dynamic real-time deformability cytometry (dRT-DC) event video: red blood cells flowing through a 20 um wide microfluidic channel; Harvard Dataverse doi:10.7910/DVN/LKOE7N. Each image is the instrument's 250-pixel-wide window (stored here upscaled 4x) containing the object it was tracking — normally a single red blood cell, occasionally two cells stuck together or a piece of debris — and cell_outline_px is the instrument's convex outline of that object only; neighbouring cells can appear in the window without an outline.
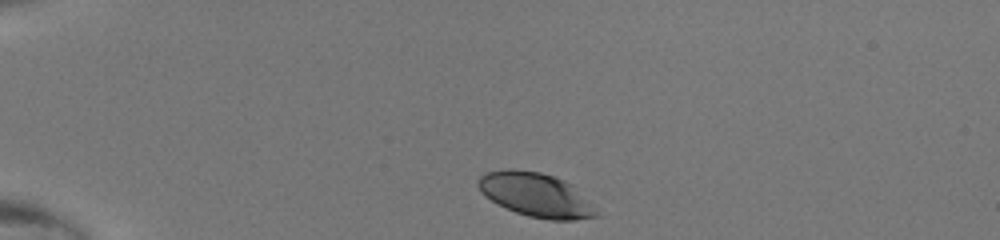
{"species": "human", "species_latin": "Homo sapiens", "temperature_condition": "room temperature", "stored_images_in_passage": 37, "camera_frame_rate_fps": 3000, "um_per_image_px": 0.085, "donor": {"sex": "male"}, "frame": {"image": 1, "passage_image": 1, "time_ms": 0.0, "image_size_px": [1000, 240], "cell_outline_px": [[600, 216], [576, 220], [548, 220], [528, 216], [516, 212], [492, 200], [480, 192], [476, 184], [476, 180], [484, 172], [512, 168], [540, 172], [564, 180], [572, 184], [588, 200]], "centroid_in_image_um": [45.53, 16.55], "position_along_channel_um": 39.5, "area_um2": 30.29}}
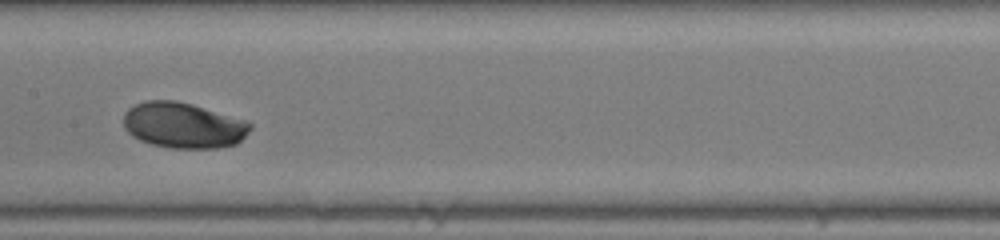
{"frame": {"image": 2, "passage_image": 16, "time_ms": 5.0, "image_size_px": [1000, 240], "cell_outline_px": [[252, 128], [236, 144], [220, 148], [168, 148], [152, 144], [140, 140], [132, 136], [124, 128], [124, 112], [128, 108], [144, 100], [176, 100], [192, 104], [244, 120], [252, 124]], "centroid_in_image_um": [15.55, 10.65], "position_along_channel_um": 191.8, "area_um2": 33.76}}
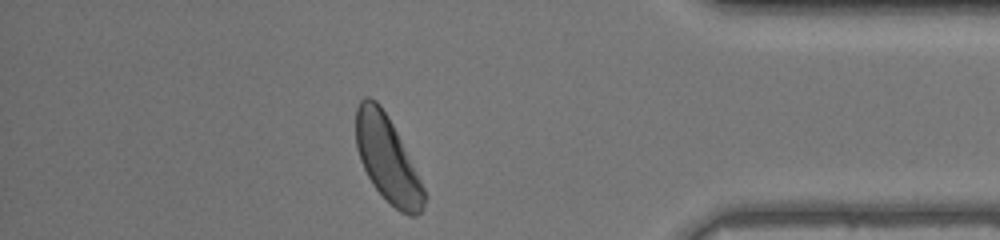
{"frame": {"image": 3, "passage_image": 32, "time_ms": 10.333, "image_size_px": [1000, 240], "cell_outline_px": [[428, 196], [424, 208], [416, 216], [408, 216], [400, 212], [372, 184], [360, 160], [356, 148], [356, 108], [360, 100], [364, 96], [368, 96], [376, 100], [380, 104], [388, 116]], "centroid_in_image_um": [32.92, 13.52], "position_along_channel_um": 402.3, "area_um2": 33.7}}